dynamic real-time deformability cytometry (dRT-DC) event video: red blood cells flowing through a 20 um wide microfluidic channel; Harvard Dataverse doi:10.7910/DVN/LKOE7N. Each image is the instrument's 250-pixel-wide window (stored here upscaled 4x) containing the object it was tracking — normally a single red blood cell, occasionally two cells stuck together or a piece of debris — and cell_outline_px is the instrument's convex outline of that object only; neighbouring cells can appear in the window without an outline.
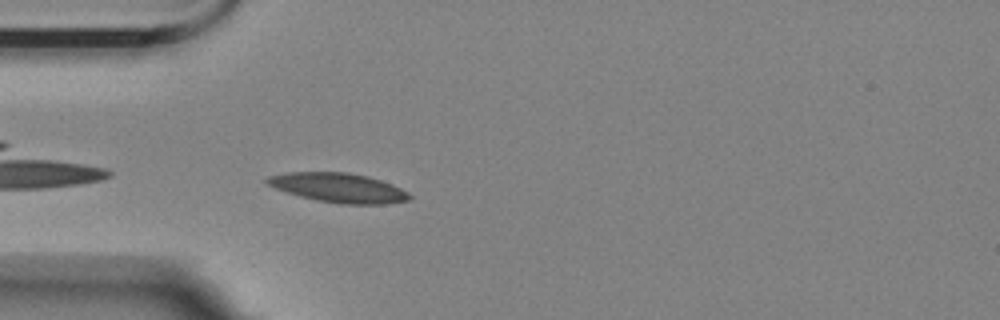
{"species": "Egyptian fruit bat (a non-hibernating species)", "species_latin": "Rousettus aegyptiacus", "temperature_condition": "room temperature", "stored_images_in_passage": 21, "camera_frame_rate_fps": 3000, "um_per_image_px": 0.085, "animal": {"sex": "female"}, "frame": {"image": 1, "passage_image": 2, "time_ms": 0.333, "image_size_px": [1000, 320], "cell_outline_px": [[412, 196], [408, 200], [384, 204], [340, 204], [316, 200], [300, 196], [276, 188], [268, 184], [264, 180], [268, 176], [288, 172], [348, 172], [368, 176], [392, 184], [408, 192]], "centroid_in_image_um": [28.78, 15.95], "position_along_channel_um": 56.2, "area_um2": 24.28}}
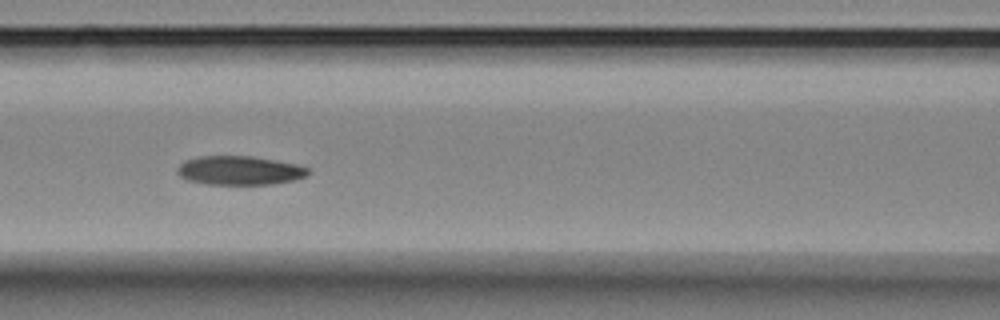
{"frame": {"image": 2, "passage_image": 10, "time_ms": 3.0, "image_size_px": [1000, 320], "cell_outline_px": [[308, 176], [292, 180], [272, 184], [204, 184], [188, 180], [180, 176], [176, 172], [176, 168], [184, 160], [200, 156], [252, 156], [296, 164], [308, 168]], "centroid_in_image_um": [20.32, 14.48], "position_along_channel_um": 146.3, "area_um2": 22.02}}
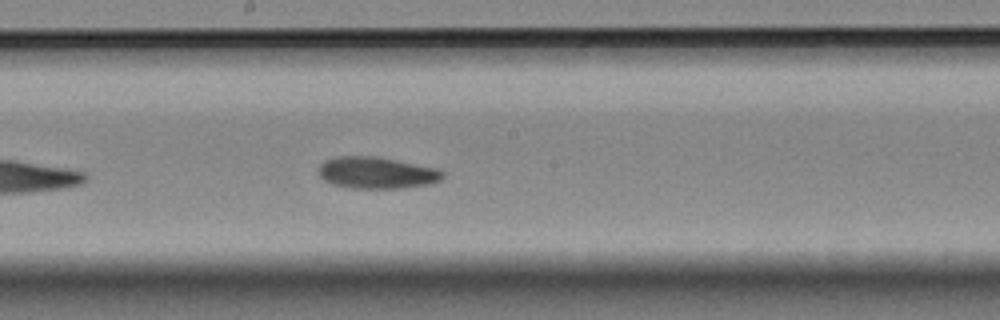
{"frame": {"image": 3, "passage_image": 16, "time_ms": 5.0, "image_size_px": [1000, 320], "cell_outline_px": [[444, 176], [440, 180], [428, 184], [400, 188], [352, 188], [332, 184], [324, 180], [316, 172], [320, 164], [324, 160], [336, 156], [376, 156], [436, 168], [444, 172]], "centroid_in_image_um": [31.96, 14.68], "position_along_channel_um": 216.2, "area_um2": 22.95}}